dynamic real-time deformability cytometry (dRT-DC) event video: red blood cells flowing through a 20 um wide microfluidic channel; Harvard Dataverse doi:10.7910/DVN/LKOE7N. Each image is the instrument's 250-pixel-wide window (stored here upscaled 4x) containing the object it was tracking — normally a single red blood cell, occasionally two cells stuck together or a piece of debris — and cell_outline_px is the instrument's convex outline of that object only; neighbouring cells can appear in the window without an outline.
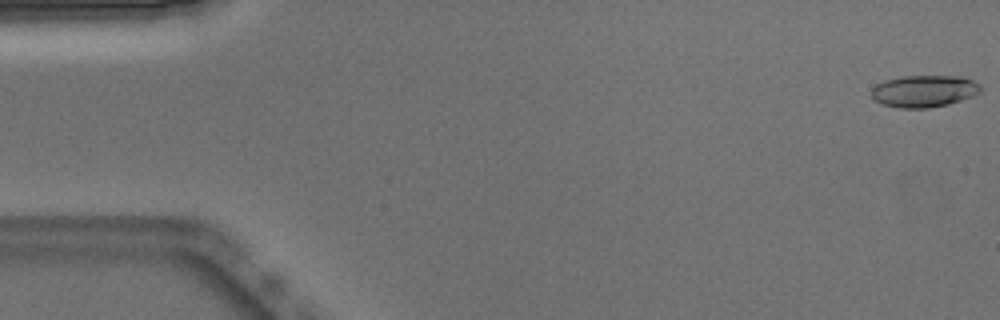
{"species": "Egyptian fruit bat (a non-hibernating species)", "species_latin": "Rousettus aegyptiacus", "temperature_condition": "warm", "stored_images_in_passage": 7, "camera_frame_rate_fps": 3000, "um_per_image_px": 0.085, "animal": {"sex": "male"}, "frame": {"image": 1, "passage_image": 1, "time_ms": 0.0, "image_size_px": [1000, 320], "cell_outline_px": [[980, 92], [972, 96], [948, 104], [928, 108], [900, 108], [880, 104], [872, 100], [872, 88], [876, 84], [884, 80], [900, 76], [964, 76], [980, 84]], "centroid_in_image_um": [78.51, 7.74], "position_along_channel_um": 6.5, "area_um2": 20.52}}